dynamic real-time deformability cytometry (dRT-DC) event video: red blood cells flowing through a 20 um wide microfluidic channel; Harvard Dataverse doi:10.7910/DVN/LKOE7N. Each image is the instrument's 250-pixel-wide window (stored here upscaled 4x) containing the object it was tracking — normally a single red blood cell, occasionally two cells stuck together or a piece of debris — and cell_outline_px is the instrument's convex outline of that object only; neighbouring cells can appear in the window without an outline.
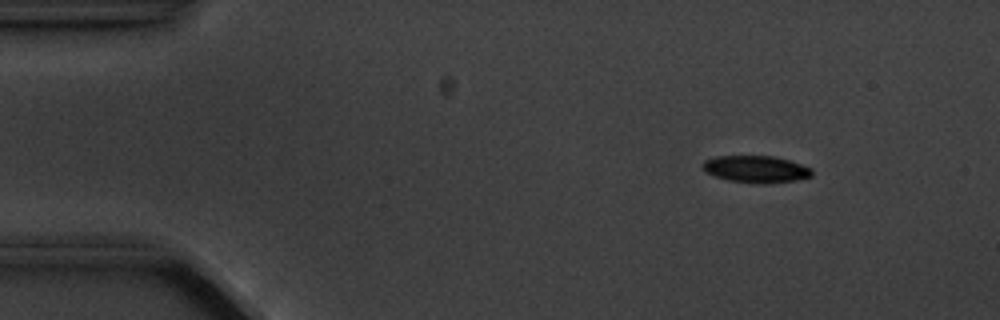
{"species": "common noctule bat (a hibernating species)", "species_latin": "Nyctalus noctula", "temperature_condition": "cold", "stored_images_in_passage": 4, "camera_frame_rate_fps": 3000, "um_per_image_px": 0.085, "animal": {"sex": "male", "body_mass_g": 20.1, "forearm_length_mm": 53.5}, "frame": {"image": 1, "passage_image": 2, "time_ms": 1.333, "image_size_px": [1000, 320], "cell_outline_px": [[812, 176], [796, 180], [764, 184], [760, 184], [728, 180], [704, 172], [700, 164], [704, 160], [716, 156], [772, 156], [788, 160], [812, 168]], "centroid_in_image_um": [64.22, 14.38], "position_along_channel_um": 20.8, "area_um2": 17.22}}